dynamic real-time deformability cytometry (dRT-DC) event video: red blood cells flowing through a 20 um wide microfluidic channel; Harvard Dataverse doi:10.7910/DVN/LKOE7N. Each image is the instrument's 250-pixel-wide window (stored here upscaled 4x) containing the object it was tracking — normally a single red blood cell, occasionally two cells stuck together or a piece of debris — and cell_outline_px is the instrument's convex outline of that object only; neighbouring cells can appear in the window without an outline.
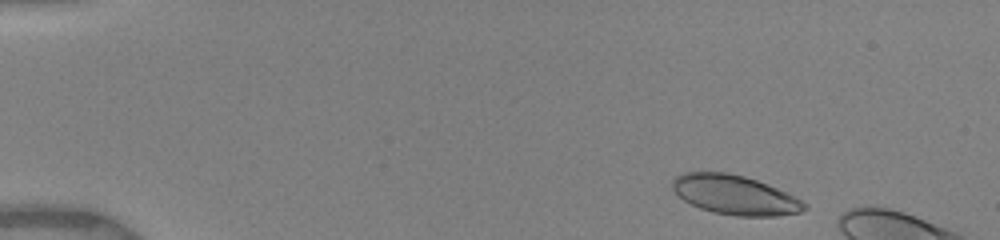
{"species": "human", "species_latin": "Homo sapiens", "temperature_condition": "warm", "stored_images_in_passage": 9, "camera_frame_rate_fps": 3000, "um_per_image_px": 0.085, "donor": {"sex": "female"}, "frame": {"image": 1, "passage_image": 2, "time_ms": 0.333, "image_size_px": [1000, 240], "cell_outline_px": [[808, 208], [800, 212], [776, 216], [736, 216], [712, 212], [700, 208], [684, 200], [672, 188], [672, 180], [676, 176], [684, 172], [728, 172], [744, 176], [768, 184], [808, 204]], "centroid_in_image_um": [62.45, 16.57], "position_along_channel_um": 22.5, "area_um2": 30.11}}